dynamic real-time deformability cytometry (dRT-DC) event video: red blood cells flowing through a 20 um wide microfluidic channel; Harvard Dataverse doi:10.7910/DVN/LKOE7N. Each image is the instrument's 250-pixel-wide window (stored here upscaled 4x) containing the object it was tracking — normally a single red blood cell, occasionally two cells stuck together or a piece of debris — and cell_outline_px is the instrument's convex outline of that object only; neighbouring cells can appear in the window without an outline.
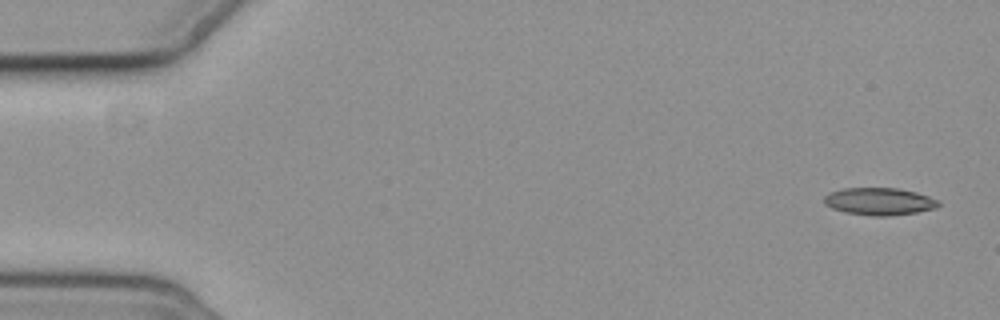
{"species": "common noctule bat (a hibernating species)", "species_latin": "Nyctalus noctula", "temperature_condition": "cold", "stored_images_in_passage": 2, "camera_frame_rate_fps": 3000, "um_per_image_px": 0.085, "animal": {"sex": "female", "body_mass_g": 19.3, "forearm_length_mm": 54.1}, "frame": {"image": 1, "passage_image": 1, "time_ms": 0.0, "image_size_px": [1000, 320], "cell_outline_px": [[940, 204], [936, 208], [916, 212], [888, 216], [872, 216], [844, 212], [832, 208], [824, 204], [824, 196], [828, 192], [844, 188], [896, 188], [916, 192], [928, 196], [936, 200]], "centroid_in_image_um": [74.69, 17.12], "position_along_channel_um": 10.3, "area_um2": 18.21}}